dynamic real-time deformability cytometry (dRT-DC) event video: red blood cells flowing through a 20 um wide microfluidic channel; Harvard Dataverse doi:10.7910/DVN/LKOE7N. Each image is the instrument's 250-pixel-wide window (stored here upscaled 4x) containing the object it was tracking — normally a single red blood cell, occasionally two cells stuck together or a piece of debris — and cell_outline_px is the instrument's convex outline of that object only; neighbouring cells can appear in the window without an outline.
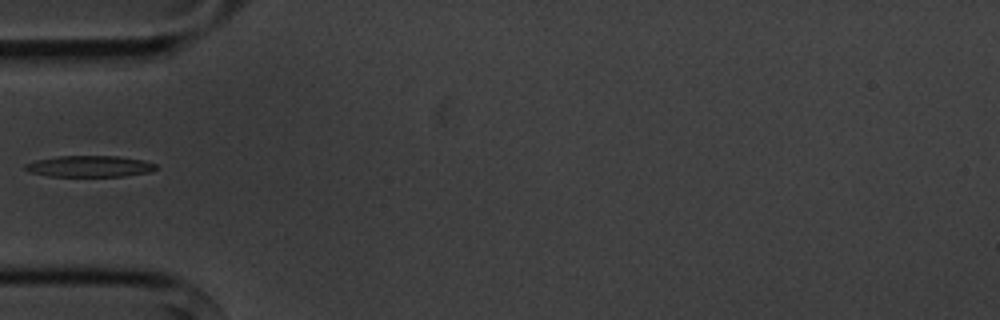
{"species": "common noctule bat (a hibernating species)", "species_latin": "Nyctalus noctula", "temperature_condition": "cold", "stored_images_in_passage": 5, "camera_frame_rate_fps": 3000, "um_per_image_px": 0.085, "animal": {"sex": "male", "body_mass_g": 20.1, "forearm_length_mm": 53.5}, "frame": {"image": 1, "passage_image": 5, "time_ms": 5.333, "image_size_px": [1000, 320], "cell_outline_px": [[156, 168], [148, 172], [124, 176], [48, 176], [28, 172], [24, 168], [24, 164], [36, 160], [56, 156], [120, 156], [144, 160], [156, 164]], "centroid_in_image_um": [7.58, 14.13], "position_along_channel_um": 77.4, "area_um2": 16.24}}